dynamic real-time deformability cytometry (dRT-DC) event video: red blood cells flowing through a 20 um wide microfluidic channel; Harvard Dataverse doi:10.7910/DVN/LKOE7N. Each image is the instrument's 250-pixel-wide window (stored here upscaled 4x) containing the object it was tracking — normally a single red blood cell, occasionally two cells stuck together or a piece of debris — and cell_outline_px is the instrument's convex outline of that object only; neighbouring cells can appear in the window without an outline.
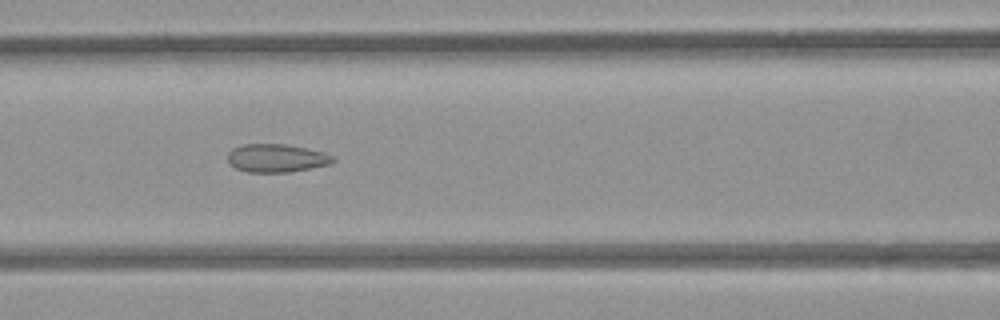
{"species": "common noctule bat (a hibernating species)", "species_latin": "Nyctalus noctula", "temperature_condition": "room temperature", "stored_images_in_passage": 10, "camera_frame_rate_fps": 3000, "um_per_image_px": 0.085, "animal": {"sex": "female", "body_mass_g": 21.9}, "frame": {"image": 1, "passage_image": 7, "time_ms": 2.0, "image_size_px": [1000, 320], "cell_outline_px": [[336, 160], [332, 164], [288, 172], [248, 172], [236, 168], [228, 164], [228, 152], [232, 148], [244, 144], [284, 144], [324, 152], [332, 156]], "centroid_in_image_um": [23.48, 13.44], "position_along_channel_um": 143.1, "area_um2": 17.28}}